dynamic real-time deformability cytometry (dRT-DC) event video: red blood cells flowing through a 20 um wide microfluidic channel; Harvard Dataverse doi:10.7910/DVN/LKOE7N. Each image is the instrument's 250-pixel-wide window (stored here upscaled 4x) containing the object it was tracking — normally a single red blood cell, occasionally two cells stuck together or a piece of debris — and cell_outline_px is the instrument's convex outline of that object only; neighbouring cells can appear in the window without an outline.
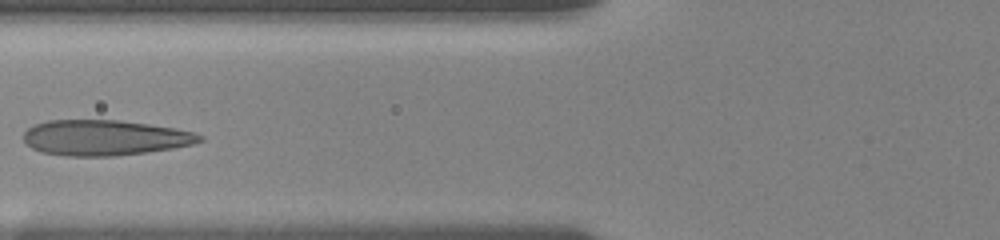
{"species": "human", "species_latin": "Homo sapiens", "temperature_condition": "room temperature", "stored_images_in_passage": 17, "camera_frame_rate_fps": 3000, "um_per_image_px": 0.085, "donor": {"sex": "female"}, "frame": {"image": 1, "passage_image": 3, "time_ms": 2.333, "image_size_px": [1000, 240], "cell_outline_px": [[204, 140], [192, 144], [172, 148], [148, 152], [116, 156], [64, 156], [40, 152], [32, 148], [24, 140], [24, 132], [32, 124], [48, 120], [120, 120], [176, 128], [192, 132], [204, 136]], "centroid_in_image_um": [8.88, 11.7], "position_along_channel_um": 116.9, "area_um2": 36.59}}
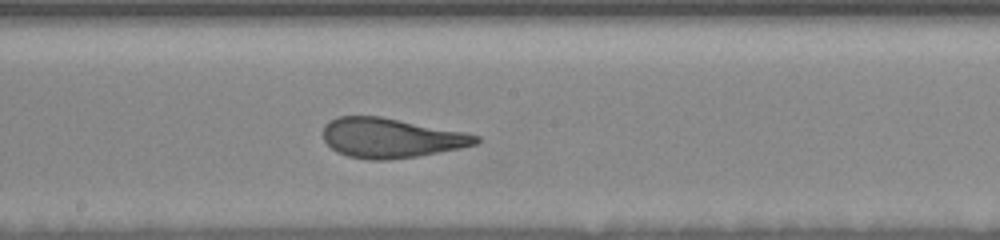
{"frame": {"image": 2, "passage_image": 7, "time_ms": 5.0, "image_size_px": [1000, 240], "cell_outline_px": [[480, 140], [476, 144], [416, 156], [384, 160], [368, 160], [348, 156], [336, 152], [324, 140], [324, 124], [328, 120], [340, 116], [380, 116], [464, 132], [480, 136]], "centroid_in_image_um": [33.17, 11.72], "position_along_channel_um": 215.0, "area_um2": 34.97}}
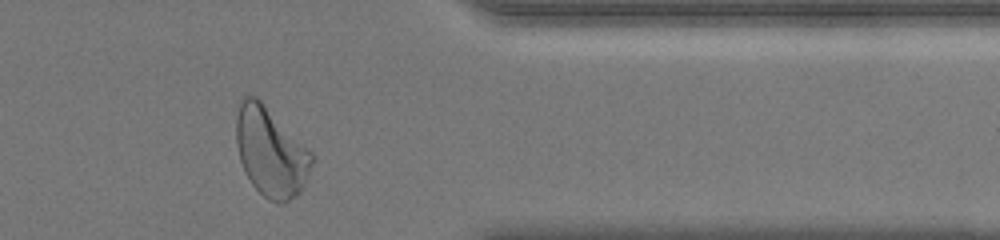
{"frame": {"image": 3, "passage_image": 15, "time_ms": 10.0, "image_size_px": [1000, 240], "cell_outline_px": [[312, 164], [304, 188], [296, 196], [284, 204], [280, 204], [268, 200], [252, 184], [244, 172], [240, 160], [236, 144], [236, 116], [240, 100], [244, 96], [256, 96], [312, 152]], "centroid_in_image_um": [23.0, 12.94], "position_along_channel_um": 388.4, "area_um2": 39.25}, "authors_computed_cell_mechanics": {"area_um2": 35.547, "velocity_mm_per_s": 3.669, "shape_relaxation_time_tau1_ms": 3.8374, "shape_relaxation_time_tau2_ms": null, "deformation_change_tau1": 0.1332, "deformation_change_tau2": null}}